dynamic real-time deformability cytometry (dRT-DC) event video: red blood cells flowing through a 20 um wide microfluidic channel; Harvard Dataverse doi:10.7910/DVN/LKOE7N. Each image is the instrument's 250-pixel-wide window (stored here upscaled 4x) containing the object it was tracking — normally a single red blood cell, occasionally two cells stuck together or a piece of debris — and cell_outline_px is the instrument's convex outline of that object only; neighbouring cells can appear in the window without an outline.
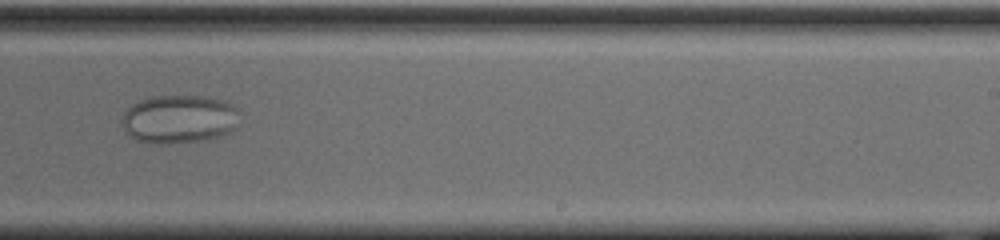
{"species": "common noctule bat (a hibernating species)", "species_latin": "Nyctalus noctula", "temperature_condition": "cold", "stored_images_in_passage": 55, "camera_frame_rate_fps": 3000, "um_per_image_px": 0.085, "animal": {"sex": "male", "body_mass_g": 20.0, "forearm_length_mm": 53.3}, "frame": {"image": 1, "passage_image": 33, "time_ms": 10.667, "image_size_px": [1000, 240], "cell_outline_px": [[240, 112], [236, 128], [220, 136], [204, 140], [168, 144], [148, 144], [136, 140], [124, 132], [120, 120], [124, 112], [132, 104], [140, 100], [152, 96], [204, 96], [228, 100]], "centroid_in_image_um": [15.21, 10.13], "position_along_channel_um": 273.8, "area_um2": 33.93}}